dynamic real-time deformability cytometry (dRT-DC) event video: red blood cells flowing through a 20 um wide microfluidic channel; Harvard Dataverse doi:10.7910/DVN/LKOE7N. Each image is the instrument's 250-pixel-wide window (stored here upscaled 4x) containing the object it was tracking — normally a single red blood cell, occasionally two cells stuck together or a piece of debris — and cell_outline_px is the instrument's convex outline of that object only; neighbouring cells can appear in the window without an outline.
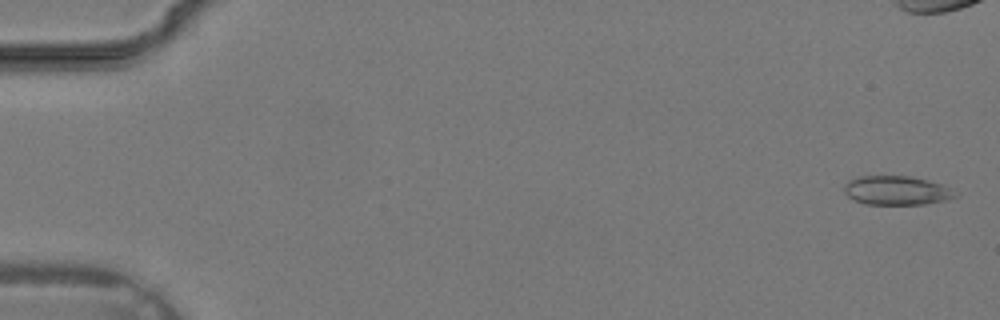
{"species": "common noctule bat (a hibernating species)", "species_latin": "Nyctalus noctula", "temperature_condition": "warm", "stored_images_in_passage": 30, "camera_frame_rate_fps": 3000, "um_per_image_px": 0.085, "animal": {"sex": "male", "body_mass_g": 19.2, "forearm_length_mm": 51.8}, "frame": {"image": 1, "passage_image": 1, "time_ms": 0.0, "image_size_px": [1000, 320], "cell_outline_px": [[956, 196], [944, 200], [924, 204], [864, 204], [848, 196], [844, 192], [844, 184], [848, 180], [860, 176], [912, 176], [928, 180], [940, 184], [948, 188]], "centroid_in_image_um": [76.13, 16.18], "position_along_channel_um": 8.9, "area_um2": 18.5}}
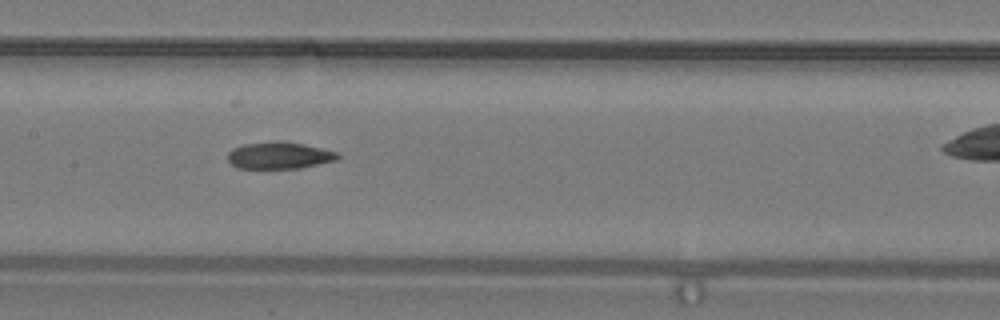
{"frame": {"image": 2, "passage_image": 18, "time_ms": 5.667, "image_size_px": [1000, 320], "cell_outline_px": [[340, 156], [336, 160], [300, 168], [236, 168], [228, 160], [228, 152], [232, 148], [244, 144], [300, 144], [324, 148], [336, 152]], "centroid_in_image_um": [23.73, 13.26], "position_along_channel_um": 183.7, "area_um2": 16.36}}
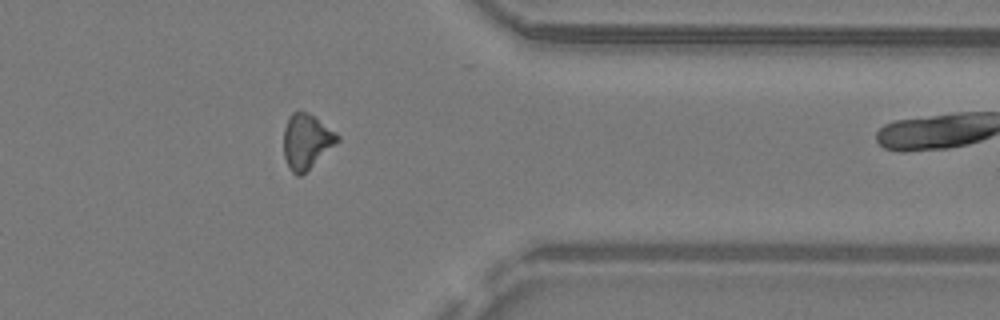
{"frame": {"image": 3, "passage_image": 29, "time_ms": 9.333, "image_size_px": [1000, 320], "cell_outline_px": [[340, 140], [300, 176], [296, 176], [288, 168], [284, 156], [284, 128], [288, 116], [292, 112], [308, 112], [336, 132], [340, 136]], "centroid_in_image_um": [26.03, 12.01], "position_along_channel_um": 385.4, "area_um2": 17.05}}